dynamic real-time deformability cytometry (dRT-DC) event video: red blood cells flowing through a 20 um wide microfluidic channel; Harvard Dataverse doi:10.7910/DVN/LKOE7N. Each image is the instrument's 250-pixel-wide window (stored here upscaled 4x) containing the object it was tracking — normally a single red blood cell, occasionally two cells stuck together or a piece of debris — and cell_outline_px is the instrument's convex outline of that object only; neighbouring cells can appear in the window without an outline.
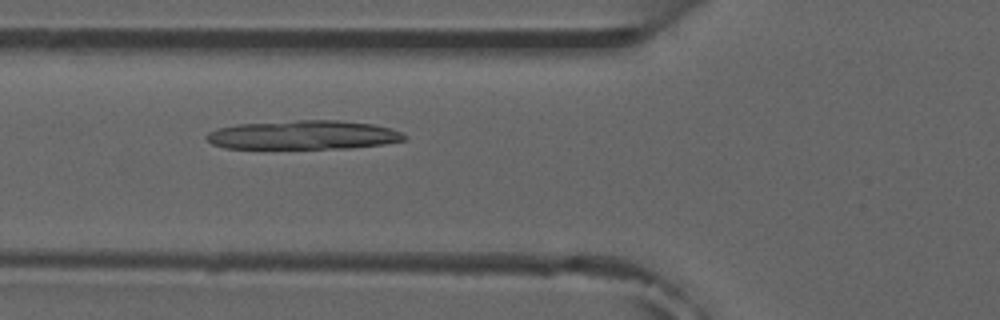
{"species": "common noctule bat (a hibernating species)", "species_latin": "Nyctalus noctula", "temperature_condition": "room temperature", "stored_images_in_passage": 6, "camera_frame_rate_fps": 3000, "um_per_image_px": 0.085, "animal": {"sex": "male", "forearm_length_mm": 52.5}, "frame": {"image": 1, "passage_image": 6, "time_ms": 6.667, "image_size_px": [1000, 320], "cell_outline_px": [[408, 136], [404, 140], [384, 144], [348, 148], [224, 148], [212, 144], [204, 136], [208, 132], [220, 128], [240, 124], [296, 120], [340, 120], [372, 124], [392, 128]], "centroid_in_image_um": [25.81, 11.47], "position_along_channel_um": 100.0, "area_um2": 33.29}}